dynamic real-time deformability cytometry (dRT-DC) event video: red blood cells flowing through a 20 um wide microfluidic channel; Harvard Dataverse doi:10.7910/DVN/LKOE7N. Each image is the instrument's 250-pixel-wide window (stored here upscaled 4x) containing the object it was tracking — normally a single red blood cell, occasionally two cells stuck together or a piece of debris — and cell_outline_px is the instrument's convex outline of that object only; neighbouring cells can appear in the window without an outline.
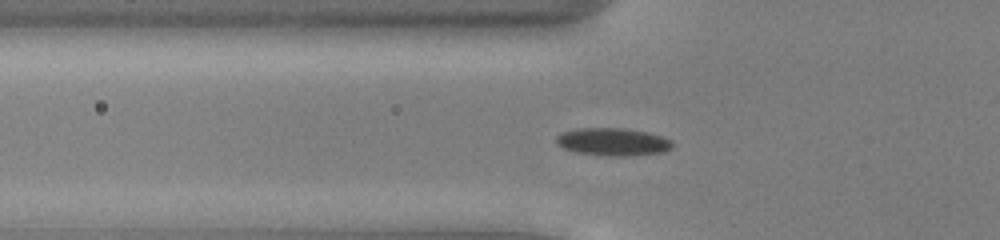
{"species": "common noctule bat (a hibernating species)", "species_latin": "Nyctalus noctula", "temperature_condition": "cold", "stored_images_in_passage": 42, "camera_frame_rate_fps": 3000, "um_per_image_px": 0.085, "animal": {"sex": "male", "body_mass_g": 13.0, "forearm_length_mm": 53.1}, "frame": {"image": 1, "passage_image": 8, "time_ms": 2.333, "image_size_px": [1000, 240], "cell_outline_px": [[672, 148], [664, 152], [624, 156], [608, 156], [576, 152], [564, 148], [556, 144], [556, 136], [560, 132], [576, 128], [624, 128], [648, 132], [672, 140]], "centroid_in_image_um": [52.07, 12.05], "position_along_channel_um": 73.7, "area_um2": 18.84}}
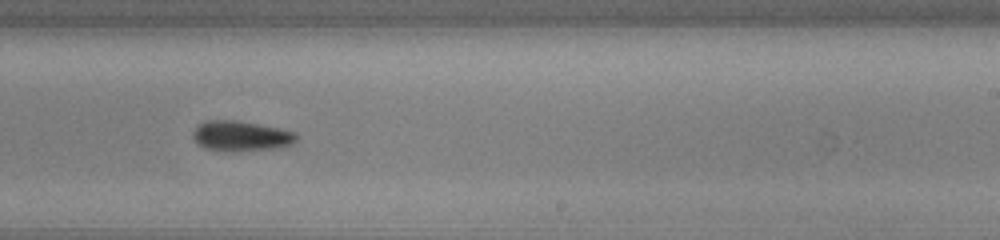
{"frame": {"image": 2, "passage_image": 23, "time_ms": 7.333, "image_size_px": [1000, 240], "cell_outline_px": [[296, 140], [292, 144], [280, 148], [224, 152], [204, 148], [196, 144], [192, 136], [192, 132], [204, 120], [236, 120], [280, 128], [296, 132]], "centroid_in_image_um": [20.46, 11.57], "position_along_channel_um": 268.5, "area_um2": 18.5}}
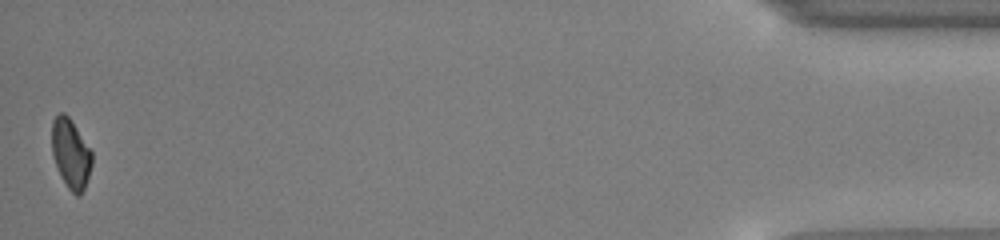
{"frame": {"image": 3, "passage_image": 42, "time_ms": 13.667, "image_size_px": [1000, 240], "cell_outline_px": [[92, 164], [84, 188], [80, 196], [76, 196], [68, 188], [60, 176], [52, 152], [52, 120], [60, 112], [64, 112], [72, 120], [92, 152]], "centroid_in_image_um": [6.01, 13.05], "position_along_channel_um": 429.2, "area_um2": 16.18}, "authors_computed_cell_mechanics": {"area_um2": 17.8313, "velocity_mm_per_s": 3.9095, "shape_relaxation_time_tau1_ms": 2.1962, "shape_relaxation_time_tau2_ms": null, "deformation_change_tau1": 0.094, "deformation_change_tau2": null}}